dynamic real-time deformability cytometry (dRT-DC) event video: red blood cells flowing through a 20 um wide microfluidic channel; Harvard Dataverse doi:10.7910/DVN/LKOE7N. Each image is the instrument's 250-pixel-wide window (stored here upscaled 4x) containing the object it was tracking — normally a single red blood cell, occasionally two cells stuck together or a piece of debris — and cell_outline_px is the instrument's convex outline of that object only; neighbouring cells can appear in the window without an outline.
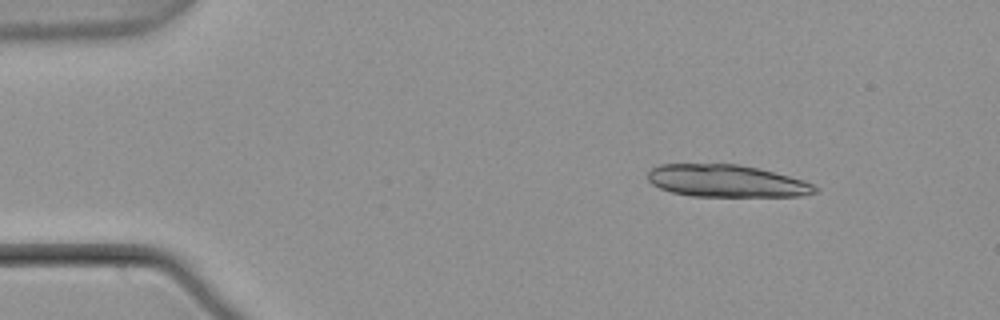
{"species": "common noctule bat (a hibernating species)", "species_latin": "Nyctalus noctula", "temperature_condition": "warm", "stored_images_in_passage": 6, "camera_frame_rate_fps": 3000, "um_per_image_px": 0.085, "animal": {"sex": "male", "body_mass_g": 21.5, "forearm_length_mm": 52.0}, "frame": {"image": 1, "passage_image": 1, "time_ms": 0.0, "image_size_px": [1000, 320], "cell_outline_px": [[820, 192], [804, 196], [692, 196], [672, 192], [660, 188], [652, 184], [648, 180], [648, 172], [652, 168], [660, 164], [740, 164], [760, 168], [804, 180], [820, 188]], "centroid_in_image_um": [61.81, 15.38], "position_along_channel_um": 23.2, "area_um2": 31.67}}
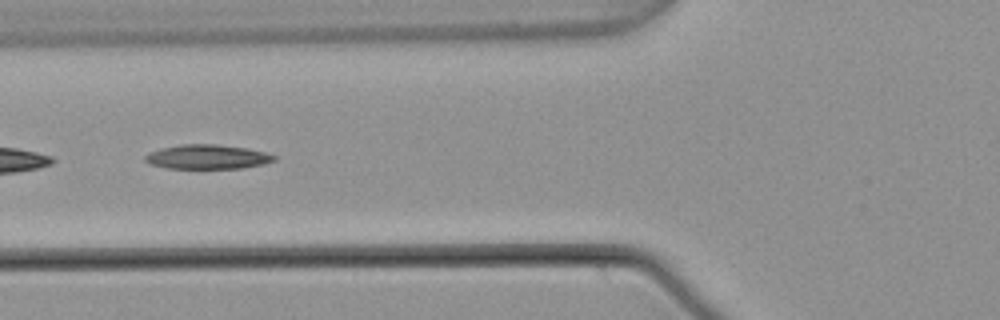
{"frame": {"image": 2, "passage_image": 5, "time_ms": 1.333, "image_size_px": [1000, 320], "cell_outline_px": [[276, 160], [264, 164], [244, 168], [168, 168], [148, 164], [144, 160], [144, 156], [148, 152], [160, 148], [180, 144], [216, 144], [248, 148], [264, 152], [276, 156]], "centroid_in_image_um": [17.6, 13.33], "position_along_channel_um": 108.2, "area_um2": 18.5}}
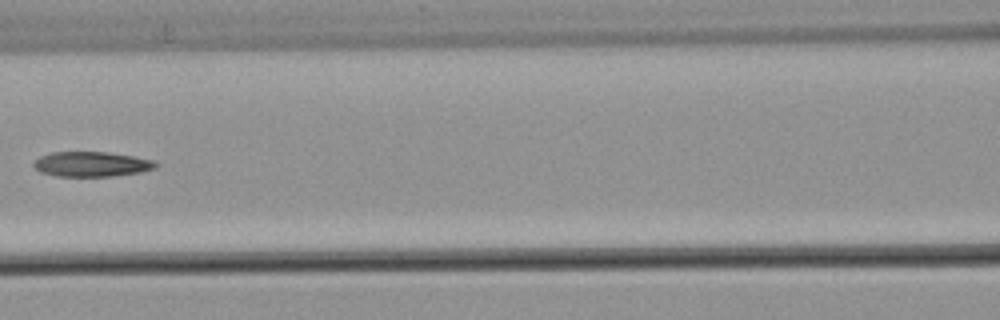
{"frame": {"image": 3, "passage_image": 6, "time_ms": 1.667, "image_size_px": [1000, 320], "cell_outline_px": [[160, 164], [156, 168], [140, 172], [112, 176], [56, 176], [40, 172], [32, 164], [40, 156], [52, 152], [108, 152], [132, 156], [152, 160]], "centroid_in_image_um": [7.79, 13.95], "position_along_channel_um": 158.8, "area_um2": 17.69}}